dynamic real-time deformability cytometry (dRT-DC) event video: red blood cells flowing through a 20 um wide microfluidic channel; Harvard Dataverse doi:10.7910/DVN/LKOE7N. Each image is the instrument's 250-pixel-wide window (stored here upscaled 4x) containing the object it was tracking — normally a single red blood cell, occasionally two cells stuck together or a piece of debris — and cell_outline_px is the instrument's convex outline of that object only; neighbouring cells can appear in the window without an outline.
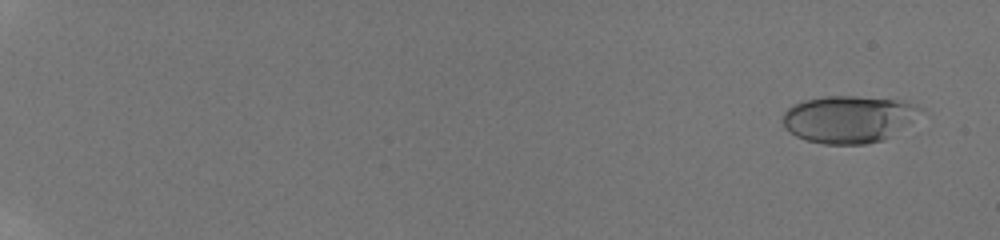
{"species": "human", "species_latin": "Homo sapiens", "temperature_condition": "room temperature", "stored_images_in_passage": 9, "camera_frame_rate_fps": 3000, "um_per_image_px": 0.085, "donor": {"sex": "male"}, "frame": {"image": 1, "passage_image": 2, "time_ms": 0.667, "image_size_px": [1000, 240], "cell_outline_px": [[924, 108], [908, 124], [884, 140], [864, 144], [824, 144], [804, 140], [788, 132], [784, 128], [784, 112], [788, 108], [804, 100], [824, 96], [856, 96], [904, 100], [916, 104]], "centroid_in_image_um": [72.13, 10.12], "position_along_channel_um": 12.9, "area_um2": 37.92}}
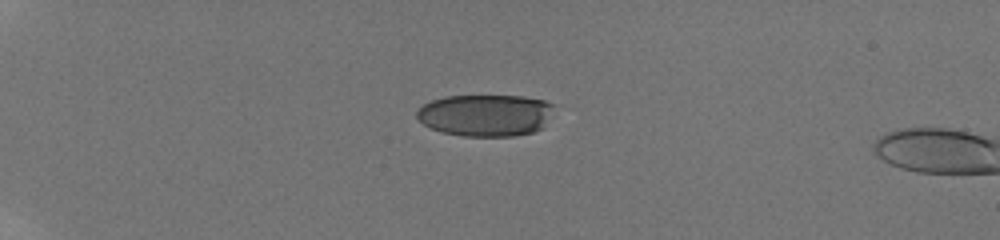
{"frame": {"image": 2, "passage_image": 8, "time_ms": 5.333, "image_size_px": [1000, 240], "cell_outline_px": [[556, 104], [544, 128], [532, 132], [512, 136], [464, 136], [444, 132], [432, 128], [424, 124], [416, 116], [416, 112], [424, 104], [432, 100], [448, 96], [524, 96], [544, 100]], "centroid_in_image_um": [41.33, 9.79], "position_along_channel_um": 43.7, "area_um2": 33.52}}